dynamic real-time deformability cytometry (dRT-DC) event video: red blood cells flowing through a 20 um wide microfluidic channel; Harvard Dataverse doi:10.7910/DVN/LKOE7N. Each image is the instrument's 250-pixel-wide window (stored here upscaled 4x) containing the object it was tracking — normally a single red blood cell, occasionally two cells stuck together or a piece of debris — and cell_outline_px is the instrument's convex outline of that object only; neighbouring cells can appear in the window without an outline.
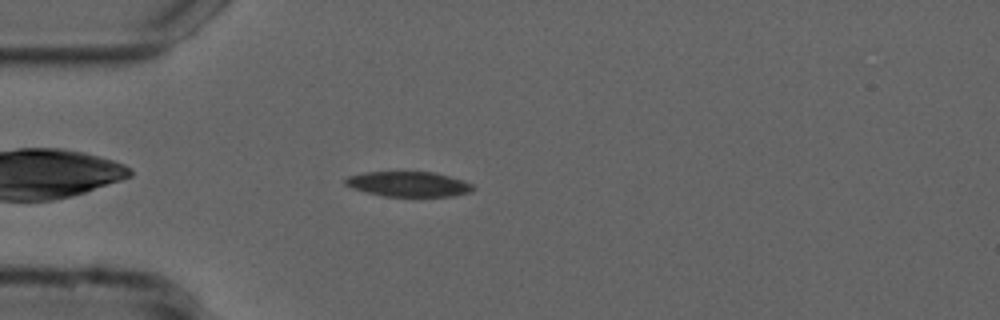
{"species": "common noctule bat (a hibernating species)", "species_latin": "Nyctalus noctula", "temperature_condition": "cold", "stored_images_in_passage": 44, "camera_frame_rate_fps": 3000, "um_per_image_px": 0.085, "animal": {"sex": "male", "forearm_length_mm": 52.5}, "frame": {"image": 1, "passage_image": 4, "time_ms": 1.0, "image_size_px": [1000, 320], "cell_outline_px": [[476, 188], [472, 192], [452, 196], [384, 196], [352, 188], [344, 184], [344, 180], [348, 176], [364, 172], [436, 172], [464, 180], [472, 184]], "centroid_in_image_um": [34.76, 15.64], "position_along_channel_um": 50.2, "area_um2": 18.73}}
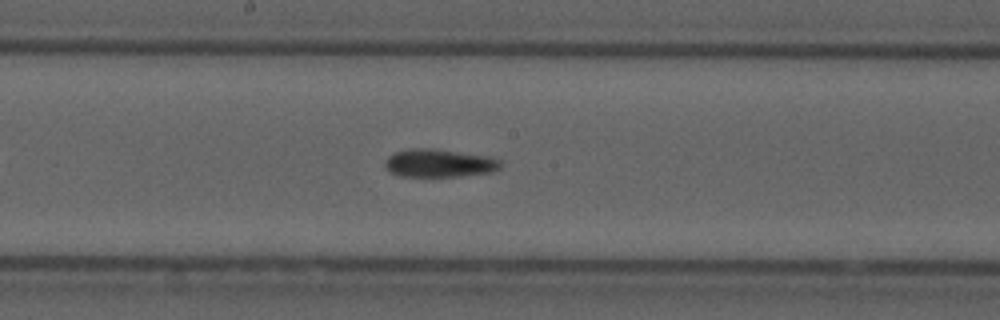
{"frame": {"image": 2, "passage_image": 18, "time_ms": 5.667, "image_size_px": [1000, 320], "cell_outline_px": [[504, 164], [500, 168], [492, 172], [460, 176], [400, 176], [388, 172], [384, 168], [384, 160], [388, 156], [396, 152], [408, 148], [436, 148], [488, 156], [500, 160]], "centroid_in_image_um": [37.31, 13.86], "position_along_channel_um": 210.9, "area_um2": 19.25}}
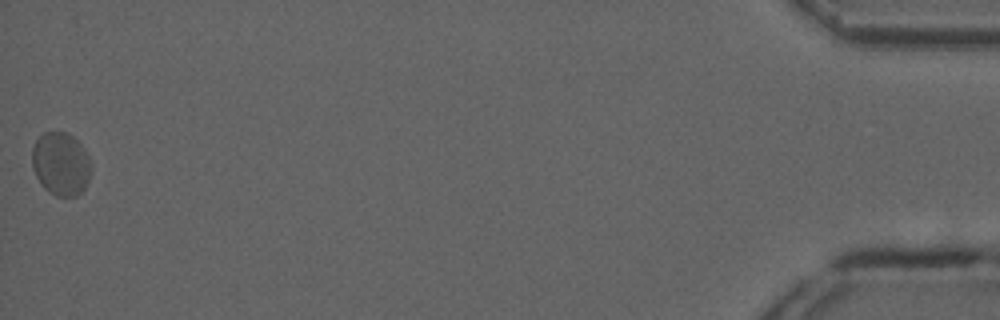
{"frame": {"image": 3, "passage_image": 44, "time_ms": 14.333, "image_size_px": [1000, 320], "cell_outline_px": [[92, 168], [88, 180], [84, 188], [76, 196], [56, 196], [48, 192], [44, 188], [36, 176], [32, 168], [32, 148], [36, 140], [44, 132], [68, 132], [80, 144], [88, 156], [92, 164]], "centroid_in_image_um": [5.16, 13.93], "position_along_channel_um": 430.0, "area_um2": 21.79}, "authors_computed_cell_mechanics": {"area_um2": 19.3052, "velocity_mm_per_s": 3.6847, "shape_relaxation_time_tau1_ms": null, "shape_relaxation_time_tau2_ms": 3.9289, "deformation_change_tau1": null, "deformation_change_tau2": 0.1041}}